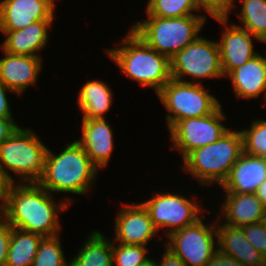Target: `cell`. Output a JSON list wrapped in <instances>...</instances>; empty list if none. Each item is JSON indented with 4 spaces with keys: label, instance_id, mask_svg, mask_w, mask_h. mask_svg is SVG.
I'll return each instance as SVG.
<instances>
[{
    "label": "cell",
    "instance_id": "obj_1",
    "mask_svg": "<svg viewBox=\"0 0 266 266\" xmlns=\"http://www.w3.org/2000/svg\"><path fill=\"white\" fill-rule=\"evenodd\" d=\"M64 199L56 202L53 194L38 183H10L0 213L13 228L54 237L62 231L60 212L67 210L73 202L71 198Z\"/></svg>",
    "mask_w": 266,
    "mask_h": 266
},
{
    "label": "cell",
    "instance_id": "obj_2",
    "mask_svg": "<svg viewBox=\"0 0 266 266\" xmlns=\"http://www.w3.org/2000/svg\"><path fill=\"white\" fill-rule=\"evenodd\" d=\"M98 171L84 148L75 140L59 154L47 149L44 172L38 184L51 194L87 195L97 180Z\"/></svg>",
    "mask_w": 266,
    "mask_h": 266
},
{
    "label": "cell",
    "instance_id": "obj_3",
    "mask_svg": "<svg viewBox=\"0 0 266 266\" xmlns=\"http://www.w3.org/2000/svg\"><path fill=\"white\" fill-rule=\"evenodd\" d=\"M105 51L127 77L142 87H151L155 94L172 78L170 59L147 45L131 29L118 48Z\"/></svg>",
    "mask_w": 266,
    "mask_h": 266
},
{
    "label": "cell",
    "instance_id": "obj_4",
    "mask_svg": "<svg viewBox=\"0 0 266 266\" xmlns=\"http://www.w3.org/2000/svg\"><path fill=\"white\" fill-rule=\"evenodd\" d=\"M206 21L205 14L173 18L147 15V19L134 22L130 29L155 51L171 59L199 37Z\"/></svg>",
    "mask_w": 266,
    "mask_h": 266
},
{
    "label": "cell",
    "instance_id": "obj_5",
    "mask_svg": "<svg viewBox=\"0 0 266 266\" xmlns=\"http://www.w3.org/2000/svg\"><path fill=\"white\" fill-rule=\"evenodd\" d=\"M243 153L241 131L229 129L215 143L197 148L183 159V169L201 186L219 184L227 179L231 168Z\"/></svg>",
    "mask_w": 266,
    "mask_h": 266
},
{
    "label": "cell",
    "instance_id": "obj_6",
    "mask_svg": "<svg viewBox=\"0 0 266 266\" xmlns=\"http://www.w3.org/2000/svg\"><path fill=\"white\" fill-rule=\"evenodd\" d=\"M47 149L33 129L19 126L0 144V169L9 183L17 182L10 171L17 175L18 183H38L44 172Z\"/></svg>",
    "mask_w": 266,
    "mask_h": 266
},
{
    "label": "cell",
    "instance_id": "obj_7",
    "mask_svg": "<svg viewBox=\"0 0 266 266\" xmlns=\"http://www.w3.org/2000/svg\"><path fill=\"white\" fill-rule=\"evenodd\" d=\"M166 108V125L170 129L177 121L212 114L221 104L203 84L171 78L156 94Z\"/></svg>",
    "mask_w": 266,
    "mask_h": 266
},
{
    "label": "cell",
    "instance_id": "obj_8",
    "mask_svg": "<svg viewBox=\"0 0 266 266\" xmlns=\"http://www.w3.org/2000/svg\"><path fill=\"white\" fill-rule=\"evenodd\" d=\"M170 64L171 76L178 81L202 84L201 80L224 78L218 41L202 36L177 52ZM186 76H190L192 81L186 80Z\"/></svg>",
    "mask_w": 266,
    "mask_h": 266
},
{
    "label": "cell",
    "instance_id": "obj_9",
    "mask_svg": "<svg viewBox=\"0 0 266 266\" xmlns=\"http://www.w3.org/2000/svg\"><path fill=\"white\" fill-rule=\"evenodd\" d=\"M204 218L202 215L194 224L177 230L166 238L165 247L186 266H205L217 251L216 222L212 220L211 224H207L204 223Z\"/></svg>",
    "mask_w": 266,
    "mask_h": 266
},
{
    "label": "cell",
    "instance_id": "obj_10",
    "mask_svg": "<svg viewBox=\"0 0 266 266\" xmlns=\"http://www.w3.org/2000/svg\"><path fill=\"white\" fill-rule=\"evenodd\" d=\"M188 199L178 193L161 192L154 193L151 199L141 202L148 210L153 226L159 232L160 228L166 237L171 233L194 224L199 220L205 208L195 200ZM196 203H194V202ZM203 210V211H202ZM200 214H202L200 216Z\"/></svg>",
    "mask_w": 266,
    "mask_h": 266
},
{
    "label": "cell",
    "instance_id": "obj_11",
    "mask_svg": "<svg viewBox=\"0 0 266 266\" xmlns=\"http://www.w3.org/2000/svg\"><path fill=\"white\" fill-rule=\"evenodd\" d=\"M220 105L212 114L177 121L168 131L182 160L193 150L218 141L229 129L222 124L226 116Z\"/></svg>",
    "mask_w": 266,
    "mask_h": 266
},
{
    "label": "cell",
    "instance_id": "obj_12",
    "mask_svg": "<svg viewBox=\"0 0 266 266\" xmlns=\"http://www.w3.org/2000/svg\"><path fill=\"white\" fill-rule=\"evenodd\" d=\"M213 19L225 26L218 45L221 69L224 77H226L232 70L241 67L259 54L254 49L255 45L252 37L257 41L260 40L235 23L228 25V17H215Z\"/></svg>",
    "mask_w": 266,
    "mask_h": 266
},
{
    "label": "cell",
    "instance_id": "obj_13",
    "mask_svg": "<svg viewBox=\"0 0 266 266\" xmlns=\"http://www.w3.org/2000/svg\"><path fill=\"white\" fill-rule=\"evenodd\" d=\"M113 242L145 246L158 231L142 203L125 204L115 219Z\"/></svg>",
    "mask_w": 266,
    "mask_h": 266
},
{
    "label": "cell",
    "instance_id": "obj_14",
    "mask_svg": "<svg viewBox=\"0 0 266 266\" xmlns=\"http://www.w3.org/2000/svg\"><path fill=\"white\" fill-rule=\"evenodd\" d=\"M54 9L47 0H1L0 31L20 30L36 21H54Z\"/></svg>",
    "mask_w": 266,
    "mask_h": 266
},
{
    "label": "cell",
    "instance_id": "obj_15",
    "mask_svg": "<svg viewBox=\"0 0 266 266\" xmlns=\"http://www.w3.org/2000/svg\"><path fill=\"white\" fill-rule=\"evenodd\" d=\"M0 59V81L18 95L36 85L42 69V57L13 55L3 51Z\"/></svg>",
    "mask_w": 266,
    "mask_h": 266
},
{
    "label": "cell",
    "instance_id": "obj_16",
    "mask_svg": "<svg viewBox=\"0 0 266 266\" xmlns=\"http://www.w3.org/2000/svg\"><path fill=\"white\" fill-rule=\"evenodd\" d=\"M81 127V137L76 141L98 169L107 167L114 150V133L108 120L82 119Z\"/></svg>",
    "mask_w": 266,
    "mask_h": 266
},
{
    "label": "cell",
    "instance_id": "obj_17",
    "mask_svg": "<svg viewBox=\"0 0 266 266\" xmlns=\"http://www.w3.org/2000/svg\"><path fill=\"white\" fill-rule=\"evenodd\" d=\"M225 193V199H223L225 203H222L220 208L221 214L223 213L221 224L242 227L260 223L266 215V207L256 193Z\"/></svg>",
    "mask_w": 266,
    "mask_h": 266
},
{
    "label": "cell",
    "instance_id": "obj_18",
    "mask_svg": "<svg viewBox=\"0 0 266 266\" xmlns=\"http://www.w3.org/2000/svg\"><path fill=\"white\" fill-rule=\"evenodd\" d=\"M265 180L266 159L243 152L231 168L221 188L225 192L256 193Z\"/></svg>",
    "mask_w": 266,
    "mask_h": 266
},
{
    "label": "cell",
    "instance_id": "obj_19",
    "mask_svg": "<svg viewBox=\"0 0 266 266\" xmlns=\"http://www.w3.org/2000/svg\"><path fill=\"white\" fill-rule=\"evenodd\" d=\"M53 21H36L27 27L14 31H1L5 40L0 45L2 51L13 55L40 57L39 52L49 41V29Z\"/></svg>",
    "mask_w": 266,
    "mask_h": 266
},
{
    "label": "cell",
    "instance_id": "obj_20",
    "mask_svg": "<svg viewBox=\"0 0 266 266\" xmlns=\"http://www.w3.org/2000/svg\"><path fill=\"white\" fill-rule=\"evenodd\" d=\"M219 224L216 222L218 251L244 266H266L265 257L248 241L240 227Z\"/></svg>",
    "mask_w": 266,
    "mask_h": 266
},
{
    "label": "cell",
    "instance_id": "obj_21",
    "mask_svg": "<svg viewBox=\"0 0 266 266\" xmlns=\"http://www.w3.org/2000/svg\"><path fill=\"white\" fill-rule=\"evenodd\" d=\"M226 78L231 80L238 100L256 99L261 93H264L266 100V56L256 55L241 67L232 70Z\"/></svg>",
    "mask_w": 266,
    "mask_h": 266
},
{
    "label": "cell",
    "instance_id": "obj_22",
    "mask_svg": "<svg viewBox=\"0 0 266 266\" xmlns=\"http://www.w3.org/2000/svg\"><path fill=\"white\" fill-rule=\"evenodd\" d=\"M77 103L82 112V119H106L104 114L110 111L113 92L103 81H87L79 90Z\"/></svg>",
    "mask_w": 266,
    "mask_h": 266
},
{
    "label": "cell",
    "instance_id": "obj_23",
    "mask_svg": "<svg viewBox=\"0 0 266 266\" xmlns=\"http://www.w3.org/2000/svg\"><path fill=\"white\" fill-rule=\"evenodd\" d=\"M82 248L70 259V266H113L112 239L93 230Z\"/></svg>",
    "mask_w": 266,
    "mask_h": 266
},
{
    "label": "cell",
    "instance_id": "obj_24",
    "mask_svg": "<svg viewBox=\"0 0 266 266\" xmlns=\"http://www.w3.org/2000/svg\"><path fill=\"white\" fill-rule=\"evenodd\" d=\"M43 238L39 234L13 228L6 266H32Z\"/></svg>",
    "mask_w": 266,
    "mask_h": 266
},
{
    "label": "cell",
    "instance_id": "obj_25",
    "mask_svg": "<svg viewBox=\"0 0 266 266\" xmlns=\"http://www.w3.org/2000/svg\"><path fill=\"white\" fill-rule=\"evenodd\" d=\"M238 18L240 26L266 43V0H242Z\"/></svg>",
    "mask_w": 266,
    "mask_h": 266
},
{
    "label": "cell",
    "instance_id": "obj_26",
    "mask_svg": "<svg viewBox=\"0 0 266 266\" xmlns=\"http://www.w3.org/2000/svg\"><path fill=\"white\" fill-rule=\"evenodd\" d=\"M145 13L147 15L173 18L195 14L194 12H201L195 0H148Z\"/></svg>",
    "mask_w": 266,
    "mask_h": 266
},
{
    "label": "cell",
    "instance_id": "obj_27",
    "mask_svg": "<svg viewBox=\"0 0 266 266\" xmlns=\"http://www.w3.org/2000/svg\"><path fill=\"white\" fill-rule=\"evenodd\" d=\"M58 236L44 237L39 244L32 266H70Z\"/></svg>",
    "mask_w": 266,
    "mask_h": 266
},
{
    "label": "cell",
    "instance_id": "obj_28",
    "mask_svg": "<svg viewBox=\"0 0 266 266\" xmlns=\"http://www.w3.org/2000/svg\"><path fill=\"white\" fill-rule=\"evenodd\" d=\"M248 129H242L243 152L266 159V120L254 119Z\"/></svg>",
    "mask_w": 266,
    "mask_h": 266
},
{
    "label": "cell",
    "instance_id": "obj_29",
    "mask_svg": "<svg viewBox=\"0 0 266 266\" xmlns=\"http://www.w3.org/2000/svg\"><path fill=\"white\" fill-rule=\"evenodd\" d=\"M148 248L142 245L121 244L112 240L113 266H140L150 258Z\"/></svg>",
    "mask_w": 266,
    "mask_h": 266
},
{
    "label": "cell",
    "instance_id": "obj_30",
    "mask_svg": "<svg viewBox=\"0 0 266 266\" xmlns=\"http://www.w3.org/2000/svg\"><path fill=\"white\" fill-rule=\"evenodd\" d=\"M248 241L265 257L266 259V229L262 223L250 224L240 227Z\"/></svg>",
    "mask_w": 266,
    "mask_h": 266
},
{
    "label": "cell",
    "instance_id": "obj_31",
    "mask_svg": "<svg viewBox=\"0 0 266 266\" xmlns=\"http://www.w3.org/2000/svg\"><path fill=\"white\" fill-rule=\"evenodd\" d=\"M12 225L0 213V266H6Z\"/></svg>",
    "mask_w": 266,
    "mask_h": 266
},
{
    "label": "cell",
    "instance_id": "obj_32",
    "mask_svg": "<svg viewBox=\"0 0 266 266\" xmlns=\"http://www.w3.org/2000/svg\"><path fill=\"white\" fill-rule=\"evenodd\" d=\"M198 8L205 10L212 18L223 17V0H195Z\"/></svg>",
    "mask_w": 266,
    "mask_h": 266
},
{
    "label": "cell",
    "instance_id": "obj_33",
    "mask_svg": "<svg viewBox=\"0 0 266 266\" xmlns=\"http://www.w3.org/2000/svg\"><path fill=\"white\" fill-rule=\"evenodd\" d=\"M205 266H244L231 256L225 255L220 251H216L213 257Z\"/></svg>",
    "mask_w": 266,
    "mask_h": 266
},
{
    "label": "cell",
    "instance_id": "obj_34",
    "mask_svg": "<svg viewBox=\"0 0 266 266\" xmlns=\"http://www.w3.org/2000/svg\"><path fill=\"white\" fill-rule=\"evenodd\" d=\"M14 118L0 117V144L7 140L20 126Z\"/></svg>",
    "mask_w": 266,
    "mask_h": 266
},
{
    "label": "cell",
    "instance_id": "obj_35",
    "mask_svg": "<svg viewBox=\"0 0 266 266\" xmlns=\"http://www.w3.org/2000/svg\"><path fill=\"white\" fill-rule=\"evenodd\" d=\"M14 93L0 81V117L13 118V113L10 109V104L7 98V92Z\"/></svg>",
    "mask_w": 266,
    "mask_h": 266
},
{
    "label": "cell",
    "instance_id": "obj_36",
    "mask_svg": "<svg viewBox=\"0 0 266 266\" xmlns=\"http://www.w3.org/2000/svg\"><path fill=\"white\" fill-rule=\"evenodd\" d=\"M160 262H157V266H186L185 263L176 255H174L169 249L165 247L164 253L161 255Z\"/></svg>",
    "mask_w": 266,
    "mask_h": 266
},
{
    "label": "cell",
    "instance_id": "obj_37",
    "mask_svg": "<svg viewBox=\"0 0 266 266\" xmlns=\"http://www.w3.org/2000/svg\"><path fill=\"white\" fill-rule=\"evenodd\" d=\"M9 184V181L5 178L2 170L0 169V210L5 204Z\"/></svg>",
    "mask_w": 266,
    "mask_h": 266
},
{
    "label": "cell",
    "instance_id": "obj_38",
    "mask_svg": "<svg viewBox=\"0 0 266 266\" xmlns=\"http://www.w3.org/2000/svg\"><path fill=\"white\" fill-rule=\"evenodd\" d=\"M236 0H223V17H229L230 11L236 7Z\"/></svg>",
    "mask_w": 266,
    "mask_h": 266
},
{
    "label": "cell",
    "instance_id": "obj_39",
    "mask_svg": "<svg viewBox=\"0 0 266 266\" xmlns=\"http://www.w3.org/2000/svg\"><path fill=\"white\" fill-rule=\"evenodd\" d=\"M256 195L266 207V180L258 187Z\"/></svg>",
    "mask_w": 266,
    "mask_h": 266
},
{
    "label": "cell",
    "instance_id": "obj_40",
    "mask_svg": "<svg viewBox=\"0 0 266 266\" xmlns=\"http://www.w3.org/2000/svg\"><path fill=\"white\" fill-rule=\"evenodd\" d=\"M140 266H157L156 260L155 259H149L147 260L144 264L140 265Z\"/></svg>",
    "mask_w": 266,
    "mask_h": 266
},
{
    "label": "cell",
    "instance_id": "obj_41",
    "mask_svg": "<svg viewBox=\"0 0 266 266\" xmlns=\"http://www.w3.org/2000/svg\"><path fill=\"white\" fill-rule=\"evenodd\" d=\"M261 223H262L263 227L266 229V215L262 219Z\"/></svg>",
    "mask_w": 266,
    "mask_h": 266
},
{
    "label": "cell",
    "instance_id": "obj_42",
    "mask_svg": "<svg viewBox=\"0 0 266 266\" xmlns=\"http://www.w3.org/2000/svg\"><path fill=\"white\" fill-rule=\"evenodd\" d=\"M47 1H49V2H50L55 8L57 7V6H56V3H55L56 0H47Z\"/></svg>",
    "mask_w": 266,
    "mask_h": 266
}]
</instances>
